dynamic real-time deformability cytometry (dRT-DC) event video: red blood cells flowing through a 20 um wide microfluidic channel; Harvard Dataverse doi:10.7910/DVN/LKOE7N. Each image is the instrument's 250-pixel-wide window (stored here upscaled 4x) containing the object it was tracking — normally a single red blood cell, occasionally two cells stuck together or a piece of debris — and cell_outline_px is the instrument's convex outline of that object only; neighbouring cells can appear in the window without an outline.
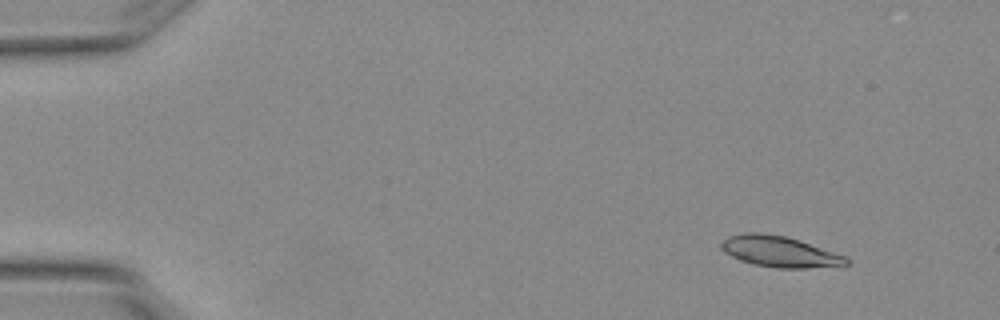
{"species": "Egyptian fruit bat (a non-hibernating species)", "species_latin": "Rousettus aegyptiacus", "temperature_condition": "warm", "stored_images_in_passage": 7, "camera_frame_rate_fps": 3000, "um_per_image_px": 0.085, "animal": {"sex": "female"}, "frame": {"image": 1, "passage_image": 2, "time_ms": 0.333, "image_size_px": [1000, 320], "cell_outline_px": [[848, 264], [808, 268], [776, 268], [756, 264], [740, 260], [724, 252], [720, 248], [720, 244], [728, 236], [748, 232], [760, 232], [784, 236], [844, 256], [848, 260]], "centroid_in_image_um": [66.18, 21.38], "position_along_channel_um": 18.8, "area_um2": 21.91}}
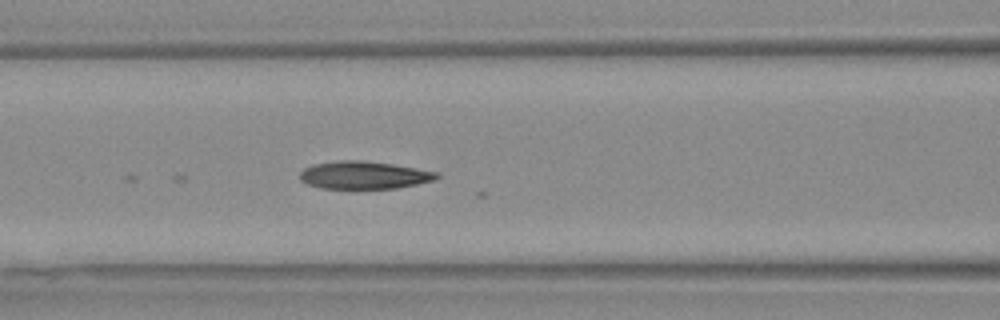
{"frame": {"image": 2, "passage_image": 7, "time_ms": 2.0, "image_size_px": [1000, 320], "cell_outline_px": [[440, 176], [436, 180], [396, 188], [320, 188], [308, 184], [300, 180], [300, 172], [304, 168], [312, 164], [340, 160], [360, 160], [392, 164], [436, 172]], "centroid_in_image_um": [30.91, 14.88], "position_along_channel_um": 135.7, "area_um2": 21.91}}